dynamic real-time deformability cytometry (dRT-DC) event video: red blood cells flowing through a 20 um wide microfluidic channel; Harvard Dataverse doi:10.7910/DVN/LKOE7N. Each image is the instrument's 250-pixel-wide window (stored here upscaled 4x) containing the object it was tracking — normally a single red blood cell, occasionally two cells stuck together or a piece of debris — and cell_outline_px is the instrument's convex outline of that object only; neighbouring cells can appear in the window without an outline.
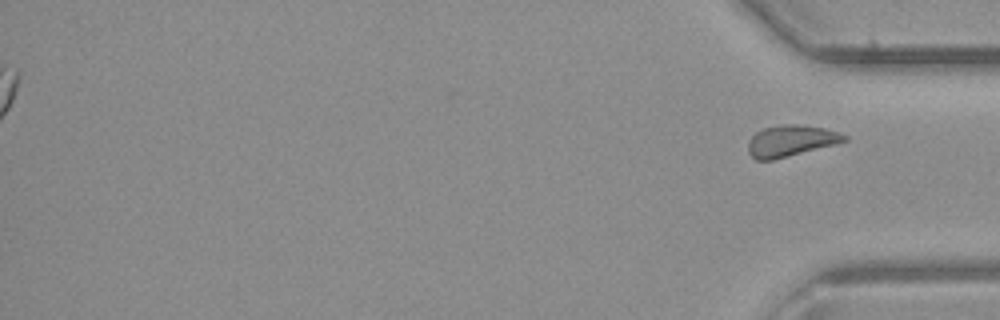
{"species": "common noctule bat (a hibernating species)", "species_latin": "Nyctalus noctula", "temperature_condition": "room temperature", "stored_images_in_passage": 27, "segment_of_instrument_passage": [2, 2], "camera_frame_rate_fps": 3000, "um_per_image_px": 0.085, "animal": {"sex": "male", "body_mass_g": 23.1, "forearm_length_mm": 52.7}, "frame": {"image": 1, "passage_image": 27, "time_ms": 8.667, "image_size_px": [1000, 320], "cell_outline_px": [[848, 140], [772, 160], [756, 160], [748, 152], [748, 140], [756, 132], [764, 128], [788, 124], [800, 124], [824, 128], [840, 132], [848, 136]], "centroid_in_image_um": [67.2, 11.96], "position_along_channel_um": 368.0, "area_um2": 17.28}}